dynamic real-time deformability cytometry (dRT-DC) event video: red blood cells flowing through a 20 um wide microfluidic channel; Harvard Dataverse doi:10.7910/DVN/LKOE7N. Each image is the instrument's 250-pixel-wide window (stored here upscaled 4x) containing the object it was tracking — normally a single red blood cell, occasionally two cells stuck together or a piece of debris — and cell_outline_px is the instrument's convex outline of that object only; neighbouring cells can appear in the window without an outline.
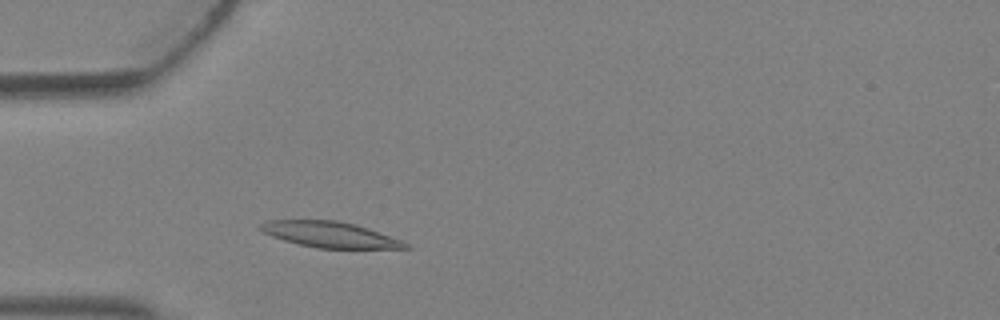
{"species": "Egyptian fruit bat (a non-hibernating species)", "species_latin": "Rousettus aegyptiacus", "temperature_condition": "warm", "stored_images_in_passage": 2, "camera_frame_rate_fps": 3000, "um_per_image_px": 0.085, "animal": {"sex": "female"}, "frame": {"image": 1, "passage_image": 2, "time_ms": 0.333, "image_size_px": [1000, 320], "cell_outline_px": [[412, 248], [320, 248], [300, 244], [284, 240], [272, 236], [264, 232], [260, 228], [260, 224], [268, 220], [336, 220], [356, 224], [380, 232], [400, 240], [408, 244]], "centroid_in_image_um": [28.05, 19.93], "position_along_channel_um": 56.9, "area_um2": 21.44}}